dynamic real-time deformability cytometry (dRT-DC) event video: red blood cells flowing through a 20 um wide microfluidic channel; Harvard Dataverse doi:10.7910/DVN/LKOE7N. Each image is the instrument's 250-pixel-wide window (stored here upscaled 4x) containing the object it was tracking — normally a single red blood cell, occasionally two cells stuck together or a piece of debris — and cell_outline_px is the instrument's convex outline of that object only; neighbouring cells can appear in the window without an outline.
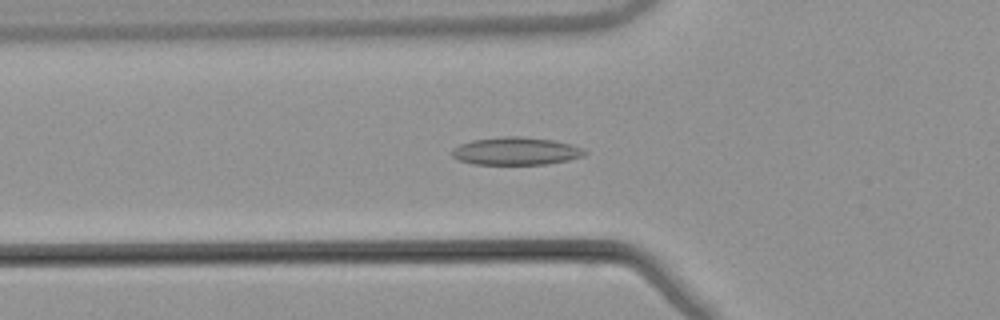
{"species": "common noctule bat (a hibernating species)", "species_latin": "Nyctalus noctula", "temperature_condition": "warm", "stored_images_in_passage": 45, "camera_frame_rate_fps": 3000, "um_per_image_px": 0.085, "animal": {"sex": "male", "body_mass_g": 21.5, "forearm_length_mm": 52.0}, "frame": {"image": 1, "passage_image": 11, "time_ms": 3.333, "image_size_px": [1000, 320], "cell_outline_px": [[588, 152], [584, 156], [568, 160], [544, 164], [472, 164], [460, 160], [452, 156], [452, 148], [460, 144], [472, 140], [504, 136], [520, 136], [552, 140], [584, 148]], "centroid_in_image_um": [43.85, 12.84], "position_along_channel_um": 81.9, "area_um2": 21.39}}
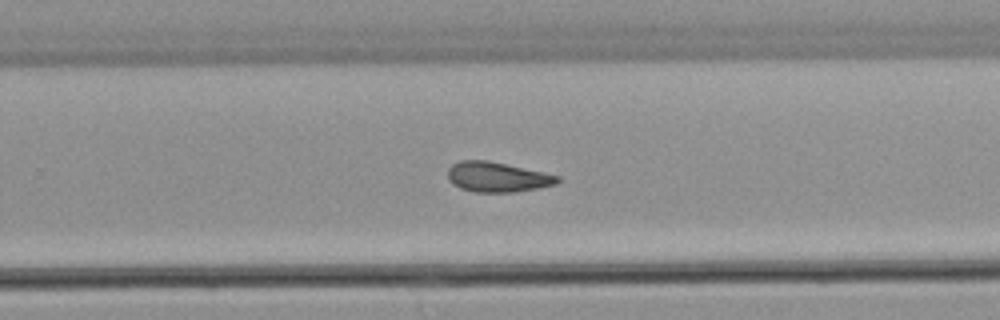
{"frame": {"image": 2, "passage_image": 27, "time_ms": 8.667, "image_size_px": [1000, 320], "cell_outline_px": [[560, 180], [556, 184], [516, 192], [476, 192], [460, 188], [452, 184], [448, 180], [448, 168], [452, 164], [460, 160], [488, 160], [544, 172], [560, 176]], "centroid_in_image_um": [42.25, 15.04], "position_along_channel_um": 287.6, "area_um2": 19.25}}
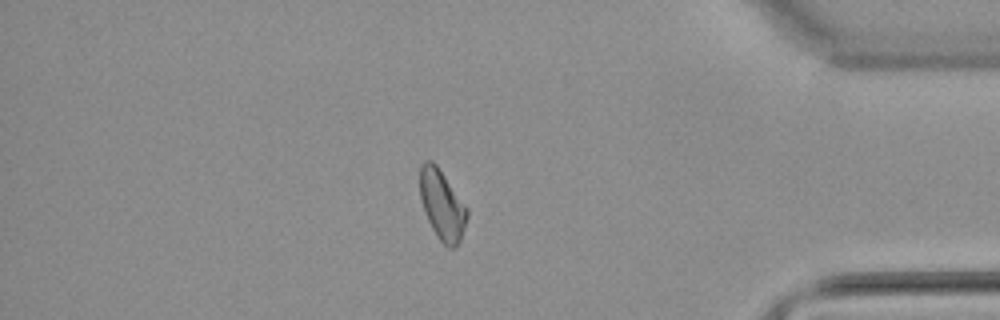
{"frame": {"image": 3, "passage_image": 38, "time_ms": 12.333, "image_size_px": [1000, 320], "cell_outline_px": [[468, 216], [460, 240], [456, 248], [448, 248], [436, 236], [428, 220], [420, 196], [420, 164], [424, 160], [432, 160], [436, 164], [468, 208]], "centroid_in_image_um": [37.58, 17.41], "position_along_channel_um": 397.6, "area_um2": 19.13}, "authors_computed_cell_mechanics": {"area_um2": 19.4786, "velocity_mm_per_s": 3.858, "shape_relaxation_time_tau1_ms": null, "shape_relaxation_time_tau2_ms": 4.6989, "deformation_change_tau1": null, "deformation_change_tau2": 0.1023}}